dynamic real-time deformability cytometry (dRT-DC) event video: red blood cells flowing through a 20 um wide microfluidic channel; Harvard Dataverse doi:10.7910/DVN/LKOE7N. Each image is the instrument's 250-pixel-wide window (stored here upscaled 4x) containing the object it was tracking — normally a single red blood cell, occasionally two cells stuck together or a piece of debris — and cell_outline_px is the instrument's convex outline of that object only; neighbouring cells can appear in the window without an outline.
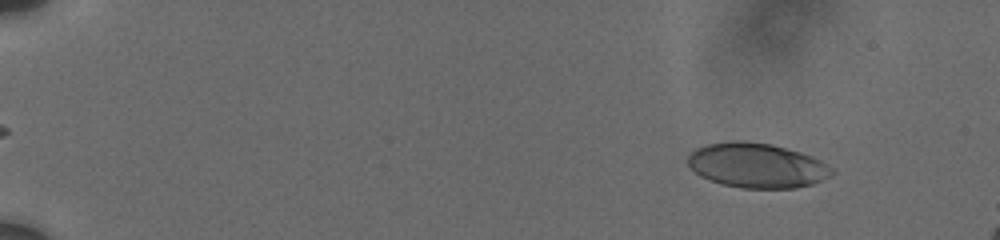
{"species": "human", "species_latin": "Homo sapiens", "temperature_condition": "cold", "stored_images_in_passage": 42, "camera_frame_rate_fps": 3000, "um_per_image_px": 0.085, "donor": {"sex": "male"}, "frame": {"image": 1, "passage_image": 1, "time_ms": 0.0, "image_size_px": [1000, 240], "cell_outline_px": [[836, 172], [832, 176], [812, 184], [796, 188], [740, 188], [720, 184], [708, 180], [700, 176], [688, 164], [688, 156], [696, 148], [704, 144], [732, 140], [744, 140], [772, 144], [800, 152], [812, 156], [820, 160], [832, 168]], "centroid_in_image_um": [64.34, 14.06], "position_along_channel_um": 20.7, "area_um2": 37.92}}
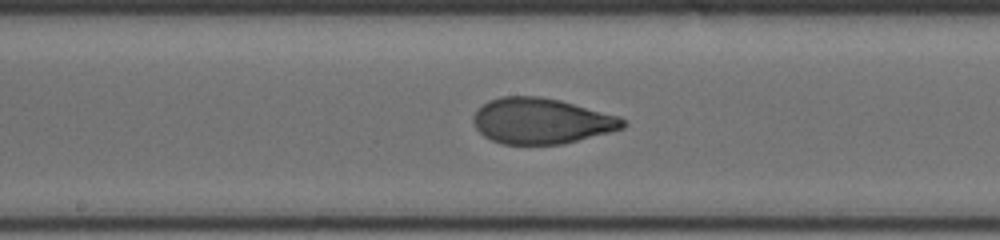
{"frame": {"image": 2, "passage_image": 24, "time_ms": 8.667, "image_size_px": [1000, 240], "cell_outline_px": [[628, 124], [624, 128], [564, 144], [504, 144], [492, 140], [484, 136], [476, 128], [472, 120], [472, 116], [488, 100], [500, 96], [540, 96], [560, 100], [620, 116], [628, 120]], "centroid_in_image_um": [46.05, 10.28], "position_along_channel_um": 202.2, "area_um2": 40.0}}
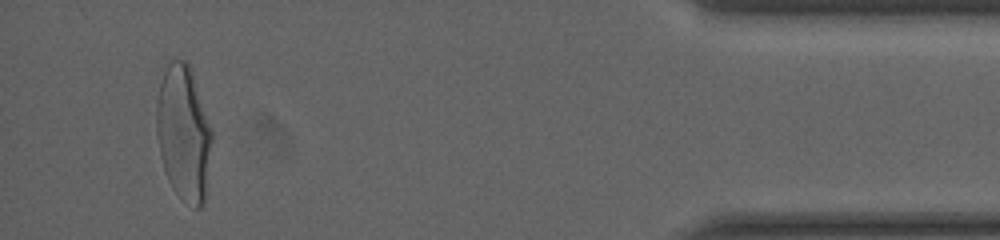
{"frame": {"image": 3, "passage_image": 42, "time_ms": 16.0, "image_size_px": [1000, 240], "cell_outline_px": [[212, 140], [204, 200], [200, 208], [196, 208], [180, 196], [172, 188], [168, 180], [164, 168], [160, 152], [156, 128], [156, 108], [160, 84], [164, 72], [168, 64], [172, 60], [184, 60], [188, 64], [212, 132]], "centroid_in_image_um": [15.59, 11.33], "position_along_channel_um": 419.6, "area_um2": 42.43}, "authors_computed_cell_mechanics": {"area_um2": 39.7664, "velocity_mm_per_s": 3.7299, "shape_relaxation_time_tau1_ms": 4.0605, "shape_relaxation_time_tau2_ms": 0.8705, "deformation_change_tau1": 0.175, "deformation_change_tau2": 0.0629}}